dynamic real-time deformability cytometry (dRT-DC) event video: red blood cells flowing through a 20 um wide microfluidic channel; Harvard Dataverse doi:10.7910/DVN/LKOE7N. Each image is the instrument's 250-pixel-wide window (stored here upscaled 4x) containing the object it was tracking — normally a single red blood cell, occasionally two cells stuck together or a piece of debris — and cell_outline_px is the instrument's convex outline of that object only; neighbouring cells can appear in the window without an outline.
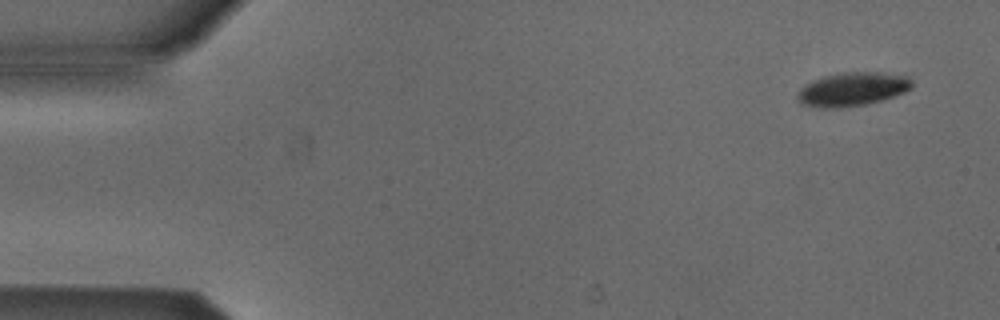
{"species": "Egyptian fruit bat (a non-hibernating species)", "species_latin": "Rousettus aegyptiacus", "temperature_condition": "cold", "stored_images_in_passage": 5, "segment_of_instrument_passage": [2, 2], "camera_frame_rate_fps": 3000, "um_per_image_px": 0.085, "animal": {"sex": "male"}, "frame": {"image": 1, "passage_image": 5, "time_ms": 1.333, "image_size_px": [1000, 320], "cell_outline_px": [[912, 88], [904, 92], [880, 100], [864, 104], [836, 108], [820, 108], [804, 104], [796, 96], [800, 88], [804, 84], [812, 80], [824, 76], [844, 72], [880, 72], [908, 76], [912, 80]], "centroid_in_image_um": [72.45, 7.56], "position_along_channel_um": 12.6, "area_um2": 22.31}}